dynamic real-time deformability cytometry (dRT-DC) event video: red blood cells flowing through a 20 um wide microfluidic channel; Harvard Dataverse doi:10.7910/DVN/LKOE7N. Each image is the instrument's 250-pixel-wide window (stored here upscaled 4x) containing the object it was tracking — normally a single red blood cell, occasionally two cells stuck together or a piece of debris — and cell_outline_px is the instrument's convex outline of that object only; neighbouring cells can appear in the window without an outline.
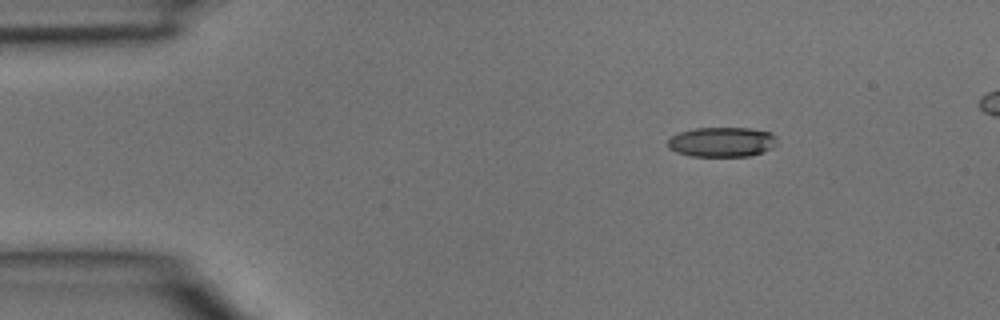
{"species": "common noctule bat (a hibernating species)", "species_latin": "Nyctalus noctula", "temperature_condition": "room temperature", "stored_images_in_passage": 3, "camera_frame_rate_fps": 3000, "um_per_image_px": 0.085, "animal": {"sex": "male", "body_mass_g": 15.6}, "frame": {"image": 1, "passage_image": 1, "time_ms": 0.0, "image_size_px": [1000, 320], "cell_outline_px": [[776, 144], [772, 148], [752, 156], [692, 156], [676, 152], [668, 148], [668, 140], [672, 136], [680, 132], [696, 128], [748, 128], [772, 132], [776, 136]], "centroid_in_image_um": [61.38, 12.07], "position_along_channel_um": 23.6, "area_um2": 19.02}}